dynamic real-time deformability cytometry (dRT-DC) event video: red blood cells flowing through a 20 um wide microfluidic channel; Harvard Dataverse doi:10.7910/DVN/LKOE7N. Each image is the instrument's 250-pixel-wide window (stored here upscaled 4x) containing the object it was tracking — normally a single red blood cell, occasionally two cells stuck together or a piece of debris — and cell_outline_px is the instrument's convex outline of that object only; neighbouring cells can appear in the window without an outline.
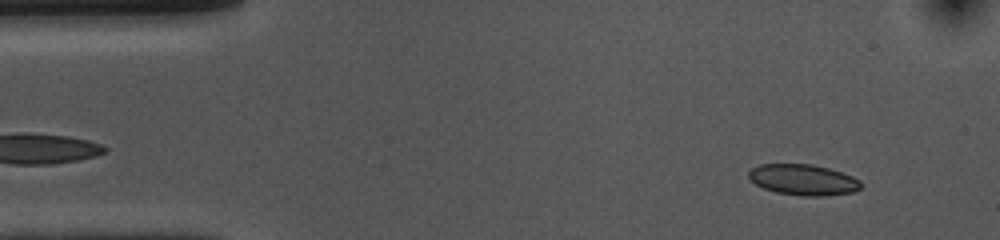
{"species": "common noctule bat (a hibernating species)", "species_latin": "Nyctalus noctula", "temperature_condition": "cold", "stored_images_in_passage": 52, "camera_frame_rate_fps": 3000, "um_per_image_px": 0.085, "animal": {"sex": "female", "body_mass_g": 10.0, "forearm_length_mm": 53.1}, "frame": {"image": 1, "passage_image": 4, "time_ms": 1.0, "image_size_px": [1000, 240], "cell_outline_px": [[860, 188], [852, 192], [824, 196], [804, 196], [776, 192], [764, 188], [756, 184], [748, 176], [748, 172], [752, 168], [760, 164], [812, 164], [828, 168], [852, 176], [860, 180]], "centroid_in_image_um": [68.26, 15.28], "position_along_channel_um": 16.7, "area_um2": 20.0}}
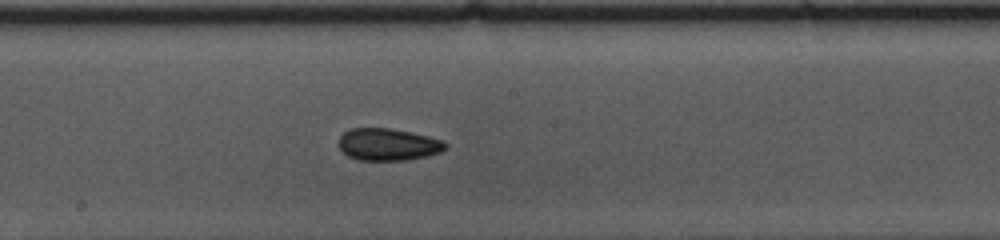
{"frame": {"image": 2, "passage_image": 26, "time_ms": 8.333, "image_size_px": [1000, 240], "cell_outline_px": [[448, 148], [440, 152], [428, 156], [408, 160], [360, 160], [348, 156], [340, 148], [340, 136], [348, 128], [392, 128], [428, 136], [444, 140], [448, 144]], "centroid_in_image_um": [33.03, 12.27], "position_along_channel_um": 215.2, "area_um2": 20.11}}
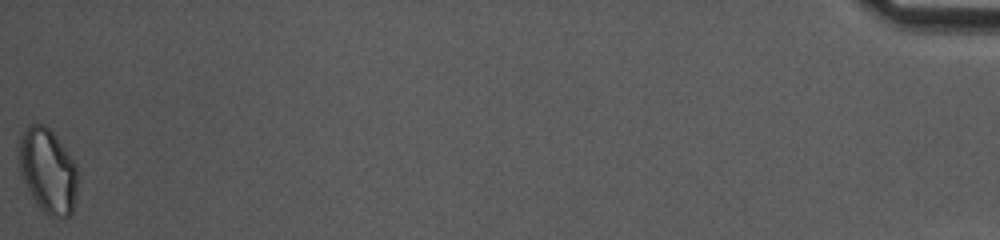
{"frame": {"image": 3, "passage_image": 52, "time_ms": 17.0, "image_size_px": [1000, 240], "cell_outline_px": [[80, 180], [72, 212], [68, 216], [48, 216], [40, 208], [32, 196], [20, 172], [16, 156], [20, 140], [28, 124], [44, 124], [56, 136], [76, 164]], "centroid_in_image_um": [4.08, 14.51], "position_along_channel_um": 431.1, "area_um2": 29.19}, "authors_computed_cell_mechanics": {"area_um2": 20.2589, "velocity_mm_per_s": 3.7147, "shape_relaxation_time_tau1_ms": 9.5125, "shape_relaxation_time_tau2_ms": 4.2697, "deformation_change_tau1": 0.1271, "deformation_change_tau2": 0.0782}}